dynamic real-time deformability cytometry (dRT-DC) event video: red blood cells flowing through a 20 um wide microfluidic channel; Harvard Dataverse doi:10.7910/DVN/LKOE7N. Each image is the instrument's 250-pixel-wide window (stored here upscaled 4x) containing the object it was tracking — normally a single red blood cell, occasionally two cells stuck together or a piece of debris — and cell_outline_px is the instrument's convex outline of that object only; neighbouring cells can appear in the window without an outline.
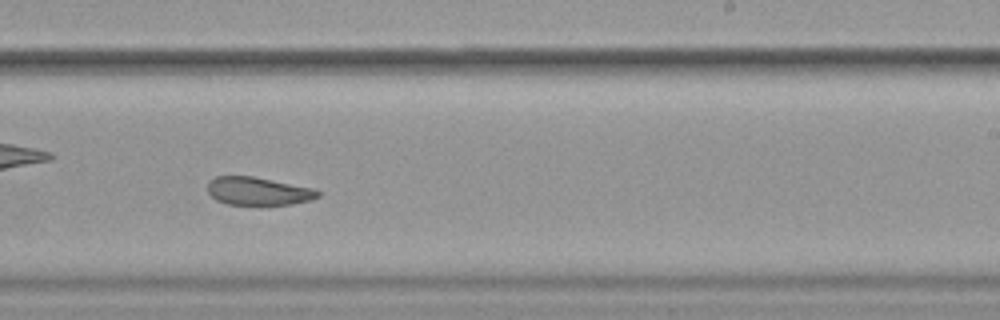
{"species": "common noctule bat (a hibernating species)", "species_latin": "Nyctalus noctula", "temperature_condition": "cold", "stored_images_in_passage": 52, "camera_frame_rate_fps": 3000, "um_per_image_px": 0.085, "animal": {"sex": "female", "body_mass_g": 19.9}, "frame": {"image": 1, "passage_image": 30, "time_ms": 9.667, "image_size_px": [1000, 320], "cell_outline_px": [[320, 196], [312, 200], [292, 204], [228, 204], [216, 200], [208, 192], [208, 180], [216, 176], [252, 176], [316, 188], [320, 192]], "centroid_in_image_um": [21.98, 16.23], "position_along_channel_um": 267.0, "area_um2": 18.09}, "authors_computed_cell_mechanics": {"area_um2": 20.6924, "velocity_mm_per_s": 3.5398, "shape_relaxation_time_tau1_ms": 10.0941, "shape_relaxation_time_tau2_ms": 4.799, "deformation_change_tau1": 0.1856, "deformation_change_tau2": 0.1113}}